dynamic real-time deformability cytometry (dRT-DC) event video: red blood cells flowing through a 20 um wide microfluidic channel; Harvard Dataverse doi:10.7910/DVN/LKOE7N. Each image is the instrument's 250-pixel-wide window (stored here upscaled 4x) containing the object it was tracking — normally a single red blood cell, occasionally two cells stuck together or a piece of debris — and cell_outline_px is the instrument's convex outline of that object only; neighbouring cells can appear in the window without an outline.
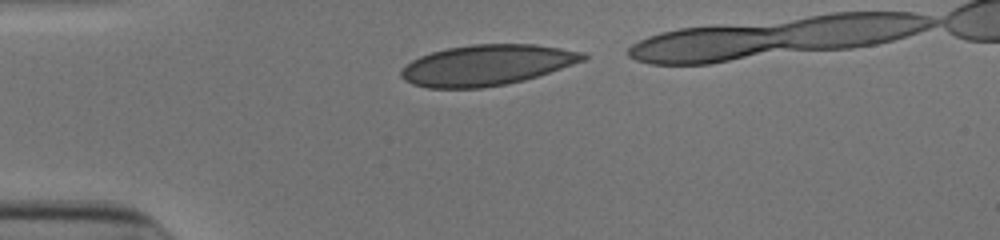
{"species": "human", "species_latin": "Homo sapiens", "temperature_condition": "cold", "stored_images_in_passage": 31, "camera_frame_rate_fps": 3000, "um_per_image_px": 0.085, "donor": {"sex": "male"}, "frame": {"image": 1, "passage_image": 2, "time_ms": 0.333, "image_size_px": [1000, 240], "cell_outline_px": [[588, 56], [584, 60], [524, 80], [508, 84], [480, 88], [428, 88], [412, 84], [404, 80], [400, 76], [400, 72], [412, 60], [420, 56], [432, 52], [448, 48], [472, 44], [536, 44], [584, 52]], "centroid_in_image_um": [41.35, 5.53], "position_along_channel_um": 43.6, "area_um2": 42.83}}
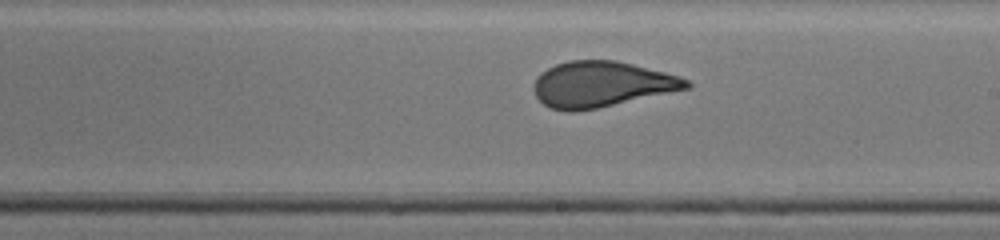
{"frame": {"image": 2, "passage_image": 19, "time_ms": 6.0, "image_size_px": [1000, 240], "cell_outline_px": [[692, 88], [596, 108], [576, 112], [568, 112], [552, 108], [544, 104], [536, 96], [532, 88], [536, 76], [540, 72], [556, 64], [568, 60], [616, 60], [680, 76], [688, 80], [692, 84]], "centroid_in_image_um": [51.12, 7.16], "position_along_channel_um": 237.9, "area_um2": 40.75}}
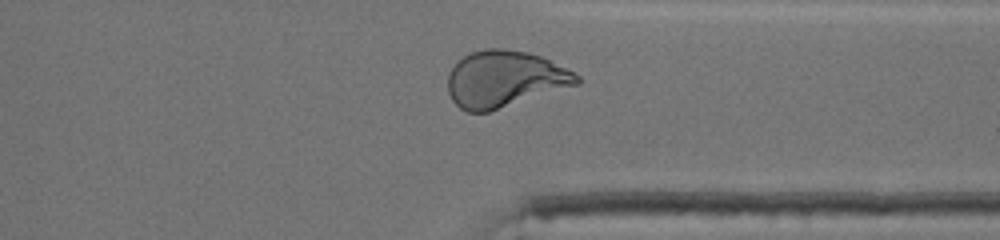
{"frame": {"image": 3, "passage_image": 29, "time_ms": 9.333, "image_size_px": [1000, 240], "cell_outline_px": [[580, 84], [488, 112], [468, 112], [460, 108], [452, 100], [448, 92], [448, 76], [452, 68], [464, 56], [472, 52], [484, 48], [500, 48], [528, 52], [540, 56], [580, 76]], "centroid_in_image_um": [42.88, 6.73], "position_along_channel_um": 368.5, "area_um2": 42.14}, "authors_computed_cell_mechanics": {"area_um2": 41.1536, "velocity_mm_per_s": 3.9242, "shape_relaxation_time_tau1_ms": 9.4875, "shape_relaxation_time_tau2_ms": null, "deformation_change_tau1": 0.2544, "deformation_change_tau2": null}}